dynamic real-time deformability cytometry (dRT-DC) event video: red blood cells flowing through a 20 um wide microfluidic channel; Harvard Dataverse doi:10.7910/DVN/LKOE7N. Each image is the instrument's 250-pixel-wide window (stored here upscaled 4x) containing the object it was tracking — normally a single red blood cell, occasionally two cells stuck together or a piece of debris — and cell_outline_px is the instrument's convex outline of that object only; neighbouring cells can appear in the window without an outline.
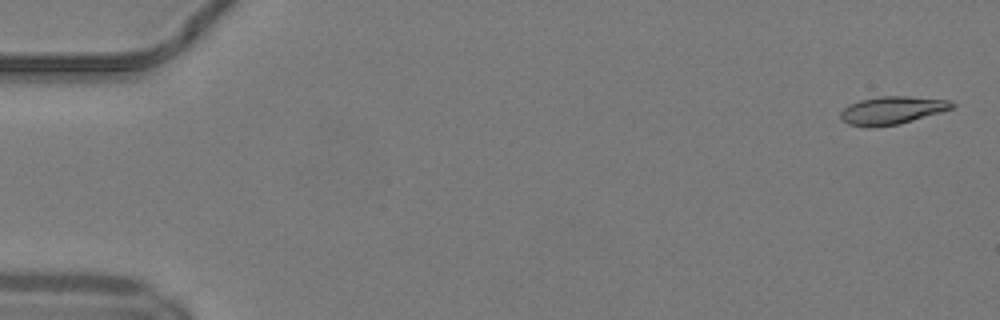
{"species": "common noctule bat (a hibernating species)", "species_latin": "Nyctalus noctula", "temperature_condition": "warm", "stored_images_in_passage": 16, "camera_frame_rate_fps": 3000, "um_per_image_px": 0.085, "animal": {"sex": "male", "body_mass_g": 19.2, "forearm_length_mm": 51.8}, "frame": {"image": 1, "passage_image": 2, "time_ms": 0.333, "image_size_px": [1000, 320], "cell_outline_px": [[956, 104], [952, 108], [940, 112], [900, 124], [872, 128], [864, 128], [848, 124], [840, 116], [840, 112], [848, 104], [860, 100], [880, 96], [908, 96], [952, 100]], "centroid_in_image_um": [75.81, 9.38], "position_along_channel_um": 9.2, "area_um2": 18.32}}
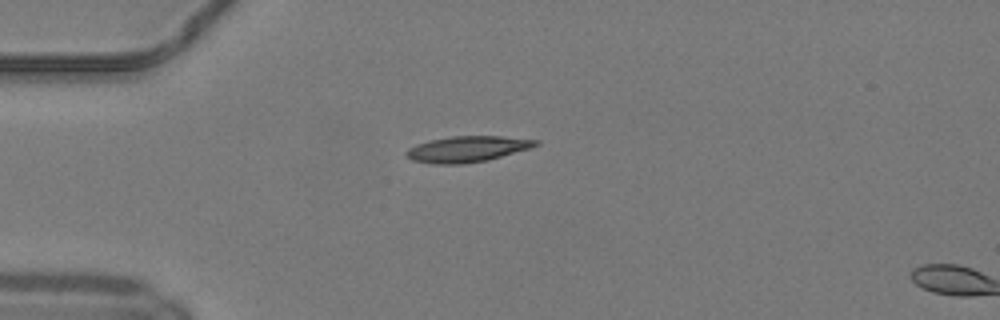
{"frame": {"image": 2, "passage_image": 14, "time_ms": 4.333, "image_size_px": [1000, 320], "cell_outline_px": [[540, 144], [532, 148], [488, 160], [464, 164], [432, 164], [412, 160], [404, 156], [404, 152], [408, 148], [416, 144], [432, 140], [452, 136], [500, 136], [540, 140]], "centroid_in_image_um": [39.72, 12.68], "position_along_channel_um": 45.3, "area_um2": 19.77}}